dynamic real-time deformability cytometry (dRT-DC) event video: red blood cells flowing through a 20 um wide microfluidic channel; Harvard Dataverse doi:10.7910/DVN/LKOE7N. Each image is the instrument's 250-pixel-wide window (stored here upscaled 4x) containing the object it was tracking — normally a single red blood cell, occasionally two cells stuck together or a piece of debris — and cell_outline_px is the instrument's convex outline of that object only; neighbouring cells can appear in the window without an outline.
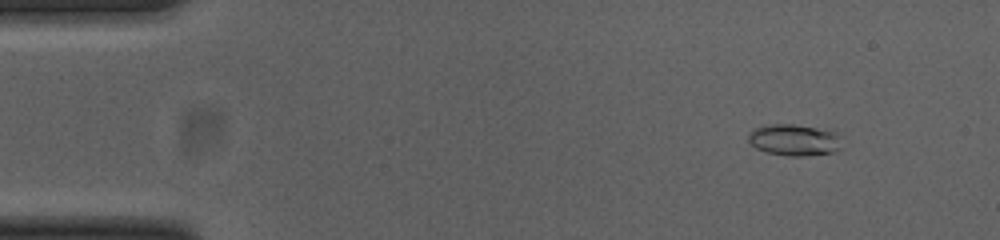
{"species": "common noctule bat (a hibernating species)", "species_latin": "Nyctalus noctula", "temperature_condition": "cold", "stored_images_in_passage": 53, "camera_frame_rate_fps": 3000, "um_per_image_px": 0.085, "animal": {"sex": "female", "body_mass_g": 23.0, "forearm_length_mm": 53.4}, "frame": {"image": 1, "passage_image": 6, "time_ms": 1.667, "image_size_px": [1000, 240], "cell_outline_px": [[840, 148], [836, 152], [804, 156], [788, 156], [764, 152], [756, 148], [748, 140], [748, 136], [756, 128], [772, 124], [792, 124], [832, 128], [840, 136]], "centroid_in_image_um": [67.59, 11.89], "position_along_channel_um": 17.4, "area_um2": 17.51}}
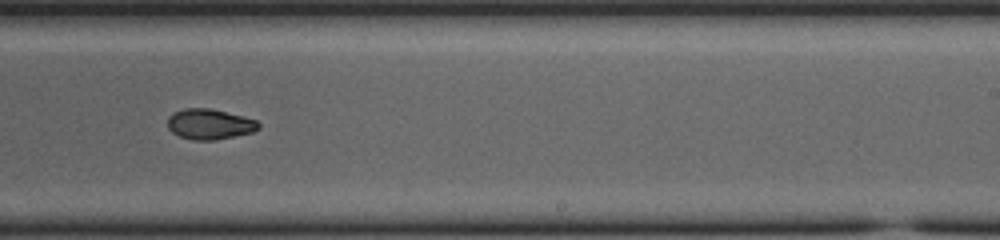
{"frame": {"image": 2, "passage_image": 33, "time_ms": 10.667, "image_size_px": [1000, 240], "cell_outline_px": [[260, 128], [252, 132], [216, 140], [192, 140], [180, 136], [172, 132], [168, 128], [168, 116], [172, 112], [184, 108], [208, 108], [244, 116], [256, 120], [260, 124]], "centroid_in_image_um": [17.8, 10.55], "position_along_channel_um": 271.2, "area_um2": 16.18}}
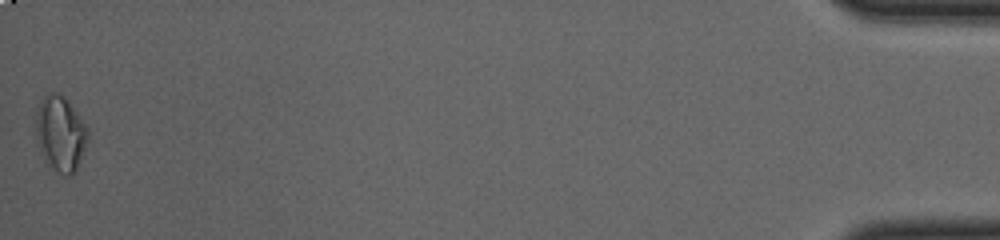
{"frame": {"image": 3, "passage_image": 53, "time_ms": 17.333, "image_size_px": [1000, 240], "cell_outline_px": [[88, 140], [76, 172], [72, 176], [64, 176], [48, 168], [36, 136], [36, 112], [40, 100], [48, 92], [56, 92], [64, 96], [80, 116], [88, 128]], "centroid_in_image_um": [5.15, 11.38], "position_along_channel_um": 430.1, "area_um2": 23.12}, "authors_computed_cell_mechanics": {"area_um2": 16.473, "velocity_mm_per_s": 3.8728, "shape_relaxation_time_tau1_ms": 4.8649, "shape_relaxation_time_tau2_ms": 4.1046, "deformation_change_tau1": 0.1436, "deformation_change_tau2": 0.0674}}